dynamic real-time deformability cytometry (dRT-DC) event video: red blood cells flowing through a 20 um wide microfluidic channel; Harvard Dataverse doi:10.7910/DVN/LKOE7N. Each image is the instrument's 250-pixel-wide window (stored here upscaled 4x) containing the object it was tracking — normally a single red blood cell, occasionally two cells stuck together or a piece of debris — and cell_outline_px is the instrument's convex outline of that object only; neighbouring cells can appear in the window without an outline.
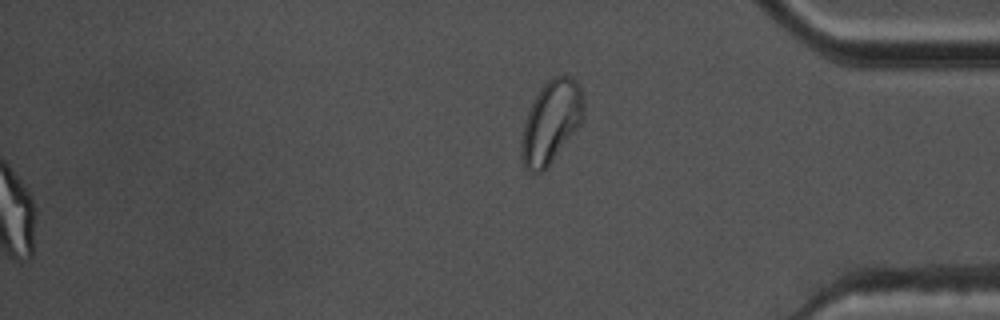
{"species": "common noctule bat (a hibernating species)", "species_latin": "Nyctalus noctula", "temperature_condition": "warm", "stored_images_in_passage": 55, "segment_of_instrument_passage": [2, 2], "camera_frame_rate_fps": 3000, "um_per_image_px": 0.085, "animal": {"sex": "male", "body_mass_g": 17.5, "forearm_length_mm": 52.3}, "frame": {"image": 1, "passage_image": 55, "time_ms": 18.0, "image_size_px": [1000, 320], "cell_outline_px": [[584, 116], [580, 124], [548, 168], [540, 172], [528, 172], [524, 168], [520, 144], [520, 140], [524, 124], [528, 112], [536, 96], [544, 84], [552, 76], [572, 76], [580, 84], [584, 96]], "centroid_in_image_um": [46.86, 10.37], "position_along_channel_um": 388.3, "area_um2": 30.11}}